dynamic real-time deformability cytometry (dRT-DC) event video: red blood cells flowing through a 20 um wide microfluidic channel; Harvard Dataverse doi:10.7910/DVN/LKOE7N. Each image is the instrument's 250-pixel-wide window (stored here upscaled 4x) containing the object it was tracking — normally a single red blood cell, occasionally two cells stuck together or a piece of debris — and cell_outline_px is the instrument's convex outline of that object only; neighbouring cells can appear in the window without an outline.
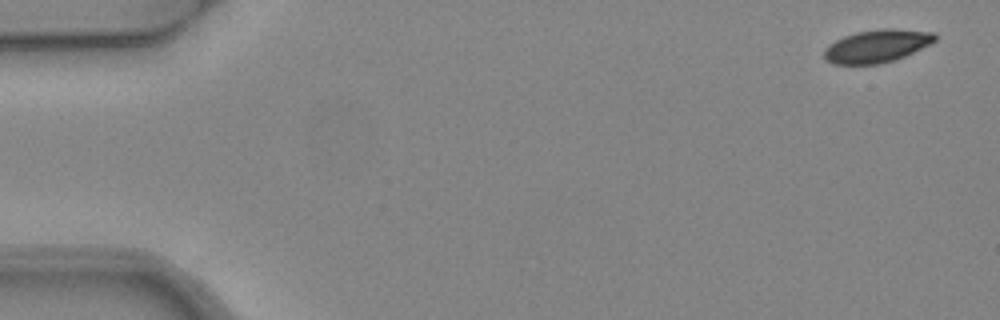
{"species": "common noctule bat (a hibernating species)", "species_latin": "Nyctalus noctula", "temperature_condition": "warm", "stored_images_in_passage": 5, "camera_frame_rate_fps": 3000, "um_per_image_px": 0.085, "animal": {"sex": "female", "body_mass_g": 24.6, "forearm_length_mm": 56.2}, "frame": {"image": 1, "passage_image": 1, "time_ms": 0.0, "image_size_px": [1000, 320], "cell_outline_px": [[936, 40], [932, 44], [896, 60], [880, 64], [832, 64], [824, 56], [824, 52], [828, 44], [844, 36], [856, 32], [880, 28], [896, 28], [936, 32]], "centroid_in_image_um": [74.59, 3.9], "position_along_channel_um": 10.4, "area_um2": 21.5}}
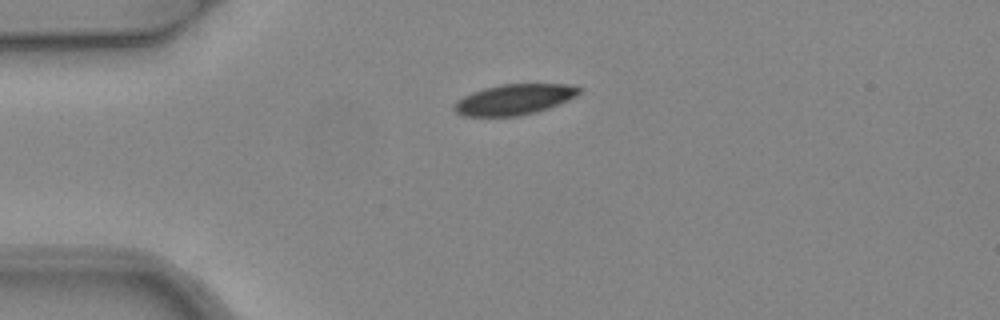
{"frame": {"image": 2, "passage_image": 4, "time_ms": 1.0, "image_size_px": [1000, 320], "cell_outline_px": [[584, 88], [576, 96], [568, 100], [548, 108], [536, 112], [520, 116], [460, 116], [452, 108], [452, 104], [456, 100], [472, 92], [484, 88], [500, 84], [572, 84]], "centroid_in_image_um": [43.7, 8.45], "position_along_channel_um": 41.3, "area_um2": 22.54}}